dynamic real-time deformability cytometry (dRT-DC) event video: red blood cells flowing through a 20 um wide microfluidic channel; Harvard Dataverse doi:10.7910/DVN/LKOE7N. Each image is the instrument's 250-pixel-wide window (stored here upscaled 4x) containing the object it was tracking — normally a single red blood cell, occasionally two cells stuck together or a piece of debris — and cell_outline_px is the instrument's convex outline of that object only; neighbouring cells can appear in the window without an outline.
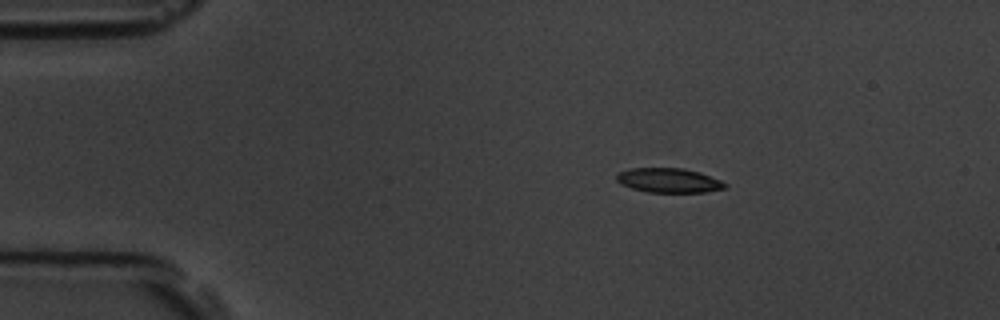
{"species": "common noctule bat (a hibernating species)", "species_latin": "Nyctalus noctula", "temperature_condition": "room temperature", "stored_images_in_passage": 4, "camera_frame_rate_fps": 3000, "um_per_image_px": 0.085, "animal": {"sex": "male", "body_mass_g": 19.5, "forearm_length_mm": 54.6}, "frame": {"image": 1, "passage_image": 2, "time_ms": 1.333, "image_size_px": [1000, 320], "cell_outline_px": [[728, 188], [704, 192], [648, 192], [632, 188], [620, 184], [616, 180], [616, 176], [620, 172], [628, 168], [684, 168], [700, 172], [720, 180], [728, 184]], "centroid_in_image_um": [56.86, 15.33], "position_along_channel_um": 28.1, "area_um2": 15.55}}